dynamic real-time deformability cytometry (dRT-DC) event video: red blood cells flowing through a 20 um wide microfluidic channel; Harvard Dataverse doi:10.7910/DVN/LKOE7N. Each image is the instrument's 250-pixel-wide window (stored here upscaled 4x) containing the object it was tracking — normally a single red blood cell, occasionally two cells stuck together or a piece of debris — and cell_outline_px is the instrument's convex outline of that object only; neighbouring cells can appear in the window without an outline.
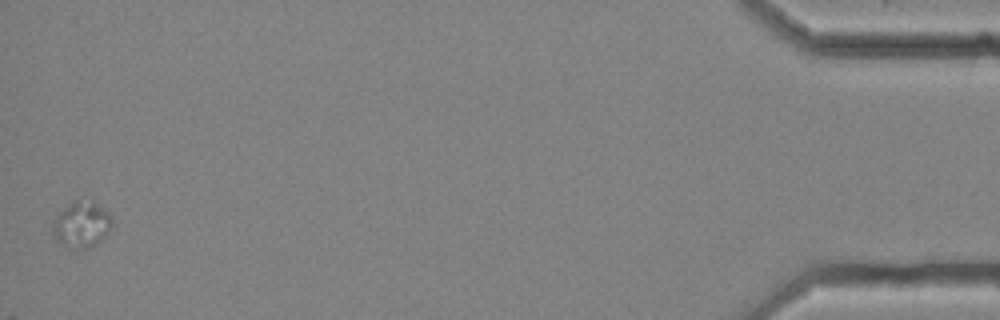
{"species": "common noctule bat (a hibernating species)", "species_latin": "Nyctalus noctula", "temperature_condition": "cold", "stored_images_in_passage": 39, "camera_frame_rate_fps": 3000, "um_per_image_px": 0.085, "animal": {"sex": "female", "body_mass_g": 25.1}, "frame": {"image": 1, "passage_image": 39, "time_ms": 12.667, "image_size_px": [1000, 320], "cell_outline_px": [[112, 224], [108, 232], [96, 244], [88, 248], [68, 248], [60, 244], [56, 240], [52, 232], [52, 220], [68, 204], [76, 200], [92, 200], [108, 212], [112, 220]], "centroid_in_image_um": [6.9, 19.09], "position_along_channel_um": 428.3, "area_um2": 15.95}}